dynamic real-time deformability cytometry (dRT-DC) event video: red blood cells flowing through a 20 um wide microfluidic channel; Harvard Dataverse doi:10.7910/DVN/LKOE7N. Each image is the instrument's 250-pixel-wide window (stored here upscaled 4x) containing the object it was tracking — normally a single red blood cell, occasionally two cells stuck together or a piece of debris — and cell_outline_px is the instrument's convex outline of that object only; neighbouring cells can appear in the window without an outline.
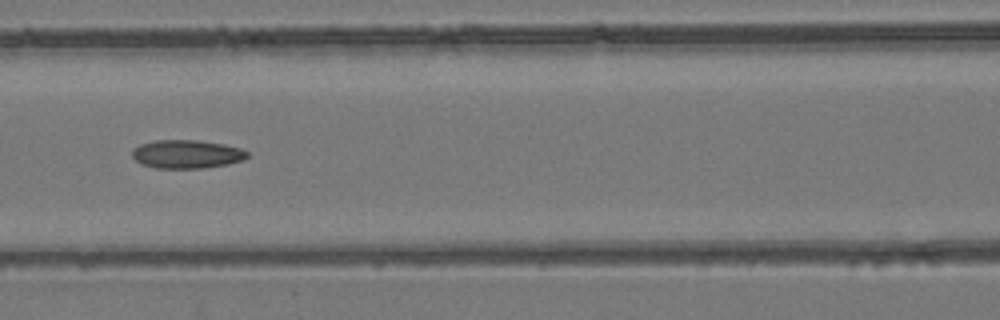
{"species": "common noctule bat (a hibernating species)", "species_latin": "Nyctalus noctula", "temperature_condition": "room temperature", "stored_images_in_passage": 10, "camera_frame_rate_fps": 3000, "um_per_image_px": 0.085, "animal": {"sex": "female", "body_mass_g": 24.6, "forearm_length_mm": 56.2}, "frame": {"image": 1, "passage_image": 7, "time_ms": 8.0, "image_size_px": [1000, 320], "cell_outline_px": [[248, 156], [244, 160], [228, 164], [200, 168], [156, 168], [144, 164], [136, 160], [132, 156], [132, 152], [140, 144], [156, 140], [196, 140], [224, 144], [240, 148], [248, 152]], "centroid_in_image_um": [15.9, 13.1], "position_along_channel_um": 150.7, "area_um2": 18.9}}
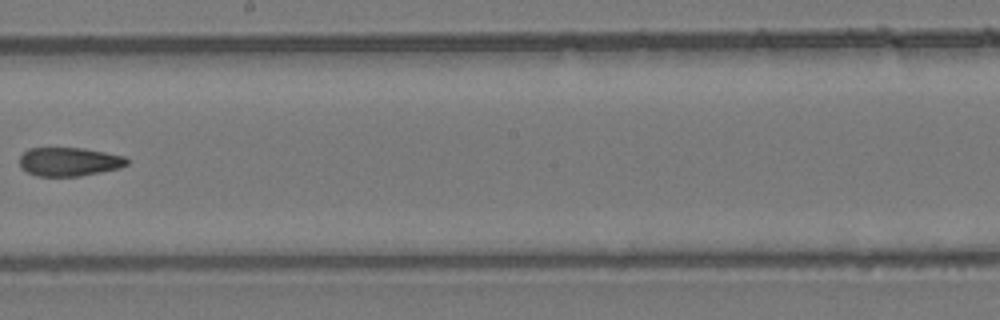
{"frame": {"image": 2, "passage_image": 9, "time_ms": 10.333, "image_size_px": [1000, 320], "cell_outline_px": [[128, 164], [120, 168], [80, 176], [40, 176], [28, 172], [20, 168], [20, 156], [28, 148], [84, 148], [124, 156], [128, 160]], "centroid_in_image_um": [5.87, 13.74], "position_along_channel_um": 242.3, "area_um2": 17.92}}
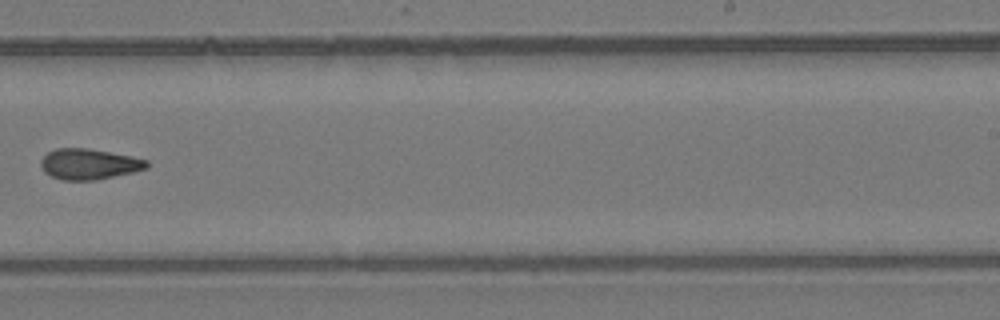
{"frame": {"image": 3, "passage_image": 10, "time_ms": 11.333, "image_size_px": [1000, 320], "cell_outline_px": [[148, 168], [132, 172], [96, 180], [64, 180], [52, 176], [44, 172], [40, 164], [40, 160], [48, 152], [56, 148], [88, 148], [132, 156], [148, 160]], "centroid_in_image_um": [7.56, 13.94], "position_along_channel_um": 281.4, "area_um2": 18.9}}